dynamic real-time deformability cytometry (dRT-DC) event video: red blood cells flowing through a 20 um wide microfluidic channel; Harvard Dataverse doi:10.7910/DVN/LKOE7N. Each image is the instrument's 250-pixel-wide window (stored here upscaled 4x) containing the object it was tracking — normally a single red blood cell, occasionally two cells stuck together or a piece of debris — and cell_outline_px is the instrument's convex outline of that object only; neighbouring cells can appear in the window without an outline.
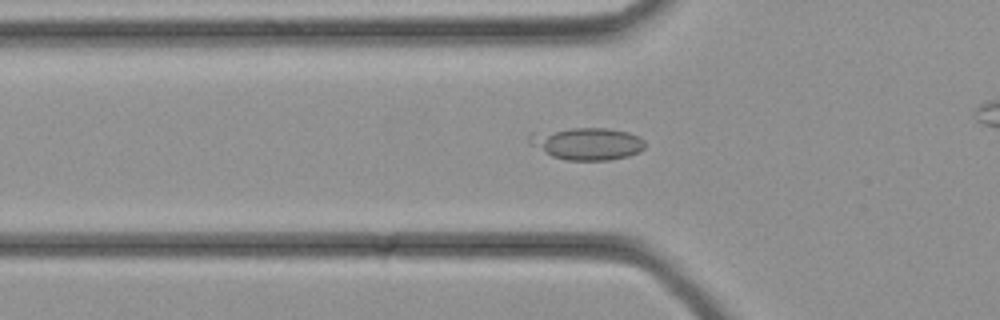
{"species": "common noctule bat (a hibernating species)", "species_latin": "Nyctalus noctula", "temperature_condition": "cold", "stored_images_in_passage": 28, "camera_frame_rate_fps": 3000, "um_per_image_px": 0.085, "animal": {"sex": "female", "body_mass_g": 21.9}, "frame": {"image": 1, "passage_image": 11, "time_ms": 3.333, "image_size_px": [1000, 320], "cell_outline_px": [[644, 148], [640, 152], [628, 156], [608, 160], [564, 160], [552, 156], [528, 144], [528, 132], [572, 128], [608, 128], [628, 132], [640, 136], [644, 140]], "centroid_in_image_um": [49.86, 12.2], "position_along_channel_um": 75.9, "area_um2": 22.08}}
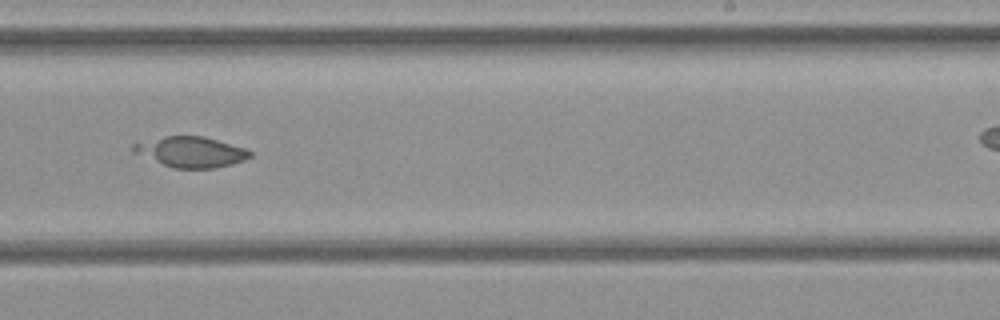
{"frame": {"image": 2, "passage_image": 21, "time_ms": 6.667, "image_size_px": [1000, 320], "cell_outline_px": [[252, 156], [244, 160], [232, 164], [212, 168], [172, 168], [132, 152], [132, 144], [136, 140], [164, 136], [204, 136], [244, 148], [252, 152]], "centroid_in_image_um": [16.15, 12.9], "position_along_channel_um": 272.9, "area_um2": 20.92}}
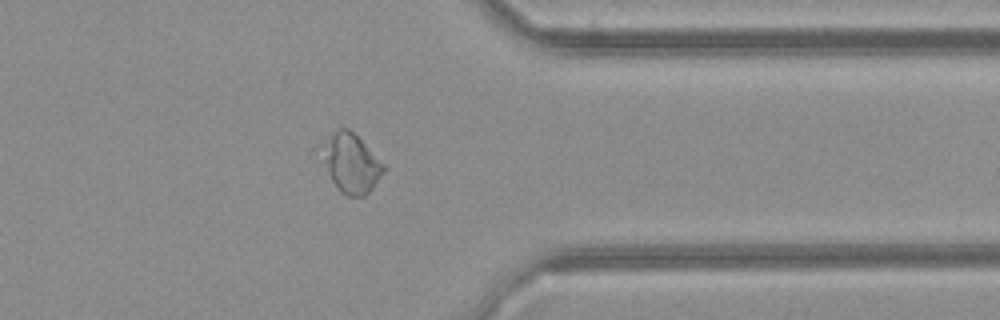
{"frame": {"image": 3, "passage_image": 27, "time_ms": 8.667, "image_size_px": [1000, 320], "cell_outline_px": [[388, 168], [372, 188], [364, 196], [348, 196], [340, 192], [336, 188], [312, 148], [340, 128], [348, 128]], "centroid_in_image_um": [29.71, 13.86], "position_along_channel_um": 381.7, "area_um2": 22.08}}